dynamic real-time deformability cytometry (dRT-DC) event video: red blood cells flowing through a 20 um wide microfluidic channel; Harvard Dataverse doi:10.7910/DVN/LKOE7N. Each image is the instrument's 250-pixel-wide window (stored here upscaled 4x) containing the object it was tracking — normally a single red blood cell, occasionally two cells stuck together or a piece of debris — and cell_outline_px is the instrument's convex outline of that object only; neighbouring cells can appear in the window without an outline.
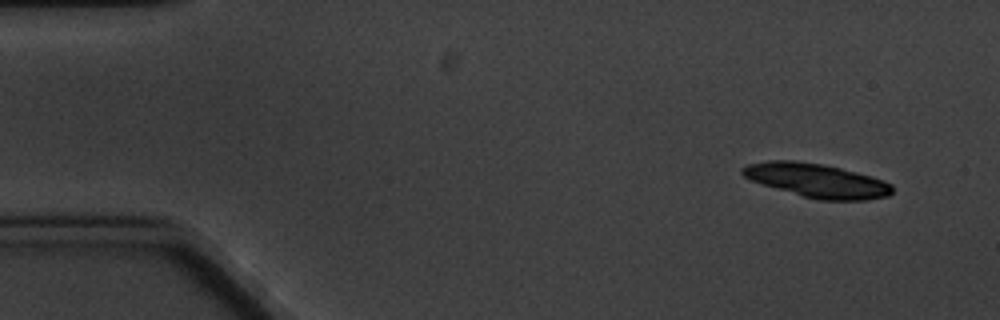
{"species": "common noctule bat (a hibernating species)", "species_latin": "Nyctalus noctula", "temperature_condition": "cold", "stored_images_in_passage": 6, "camera_frame_rate_fps": 3000, "um_per_image_px": 0.085, "animal": {"sex": "male", "body_mass_g": 20.1, "forearm_length_mm": 53.5}, "frame": {"image": 1, "passage_image": 1, "time_ms": 0.0, "image_size_px": [1000, 320], "cell_outline_px": [[892, 192], [888, 196], [868, 200], [820, 200], [804, 196], [776, 188], [752, 180], [744, 176], [740, 172], [740, 168], [748, 164], [768, 160], [796, 160], [824, 164], [872, 176], [884, 180], [892, 184]], "centroid_in_image_um": [69.45, 15.33], "position_along_channel_um": 15.5, "area_um2": 29.48}}